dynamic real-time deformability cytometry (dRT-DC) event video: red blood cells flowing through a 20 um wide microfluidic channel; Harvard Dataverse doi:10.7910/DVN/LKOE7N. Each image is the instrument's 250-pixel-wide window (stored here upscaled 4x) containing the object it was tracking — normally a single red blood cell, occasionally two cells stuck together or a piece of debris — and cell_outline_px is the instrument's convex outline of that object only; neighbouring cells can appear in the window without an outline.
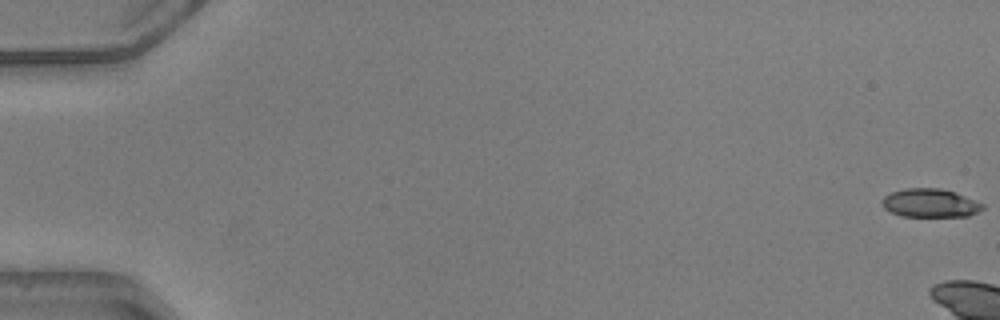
{"species": "common noctule bat (a hibernating species)", "species_latin": "Nyctalus noctula", "temperature_condition": "warm", "stored_images_in_passage": 6, "camera_frame_rate_fps": 3000, "um_per_image_px": 0.085, "animal": {"sex": "male", "body_mass_g": 20.5, "forearm_length_mm": 52.5}, "frame": {"image": 1, "passage_image": 1, "time_ms": 0.0, "image_size_px": [1000, 320], "cell_outline_px": [[984, 208], [968, 216], [900, 216], [884, 208], [880, 200], [884, 196], [892, 192], [904, 188], [940, 188], [956, 192], [984, 204]], "centroid_in_image_um": [79.04, 17.25], "position_along_channel_um": 6.0, "area_um2": 16.7}}